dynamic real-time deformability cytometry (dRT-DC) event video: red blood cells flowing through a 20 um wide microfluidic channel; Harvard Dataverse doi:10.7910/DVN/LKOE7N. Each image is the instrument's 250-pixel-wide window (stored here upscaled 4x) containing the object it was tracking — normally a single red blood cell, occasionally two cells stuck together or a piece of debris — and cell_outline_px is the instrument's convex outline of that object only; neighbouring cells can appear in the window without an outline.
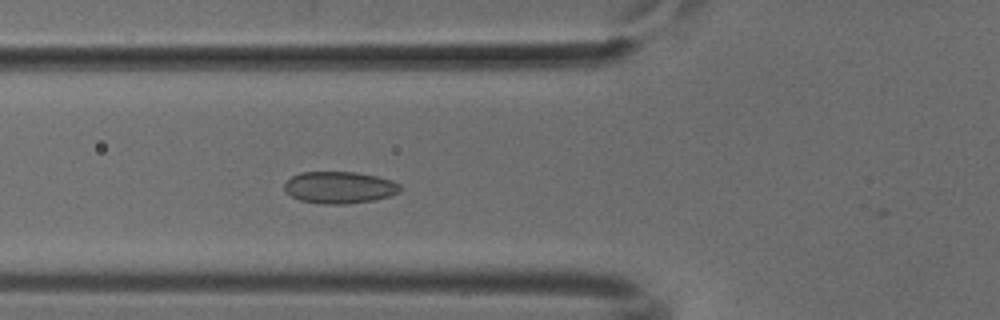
{"species": "common noctule bat (a hibernating species)", "species_latin": "Nyctalus noctula", "temperature_condition": "cold", "stored_images_in_passage": 33, "camera_frame_rate_fps": 3000, "um_per_image_px": 0.085, "animal": {"sex": "male", "body_mass_g": 18.8}, "frame": {"image": 1, "passage_image": 19, "time_ms": 6.0, "image_size_px": [1000, 320], "cell_outline_px": [[400, 192], [388, 196], [372, 200], [348, 204], [324, 204], [300, 200], [292, 196], [284, 188], [284, 184], [292, 176], [300, 172], [356, 172], [376, 176], [392, 180], [400, 184]], "centroid_in_image_um": [28.86, 15.93], "position_along_channel_um": 96.9, "area_um2": 21.39}}
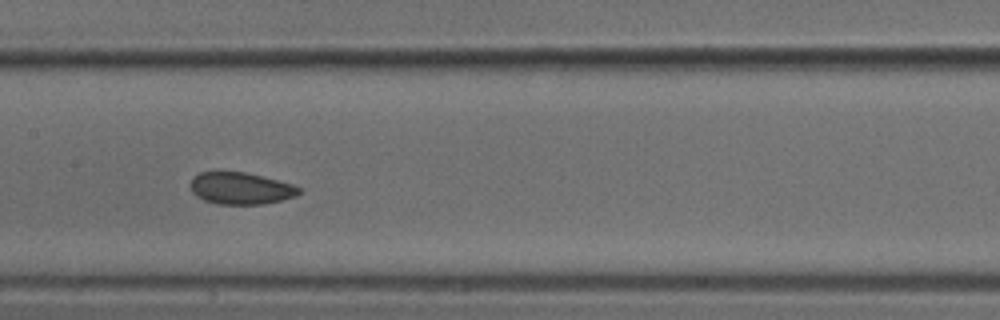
{"frame": {"image": 2, "passage_image": 26, "time_ms": 8.333, "image_size_px": [1000, 320], "cell_outline_px": [[300, 192], [296, 196], [264, 204], [216, 204], [204, 200], [196, 196], [192, 192], [192, 176], [200, 172], [244, 172], [292, 184], [300, 188]], "centroid_in_image_um": [20.44, 16.02], "position_along_channel_um": 187.0, "area_um2": 19.94}}
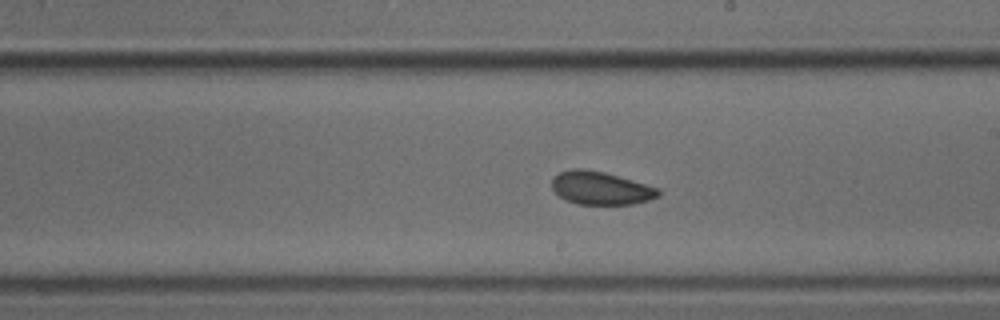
{"frame": {"image": 3, "passage_image": 30, "time_ms": 9.667, "image_size_px": [1000, 320], "cell_outline_px": [[660, 196], [648, 200], [632, 204], [576, 204], [560, 196], [552, 188], [552, 176], [560, 172], [572, 168], [580, 168], [604, 172], [660, 188]], "centroid_in_image_um": [51.06, 15.98], "position_along_channel_um": 237.9, "area_um2": 20.46}}